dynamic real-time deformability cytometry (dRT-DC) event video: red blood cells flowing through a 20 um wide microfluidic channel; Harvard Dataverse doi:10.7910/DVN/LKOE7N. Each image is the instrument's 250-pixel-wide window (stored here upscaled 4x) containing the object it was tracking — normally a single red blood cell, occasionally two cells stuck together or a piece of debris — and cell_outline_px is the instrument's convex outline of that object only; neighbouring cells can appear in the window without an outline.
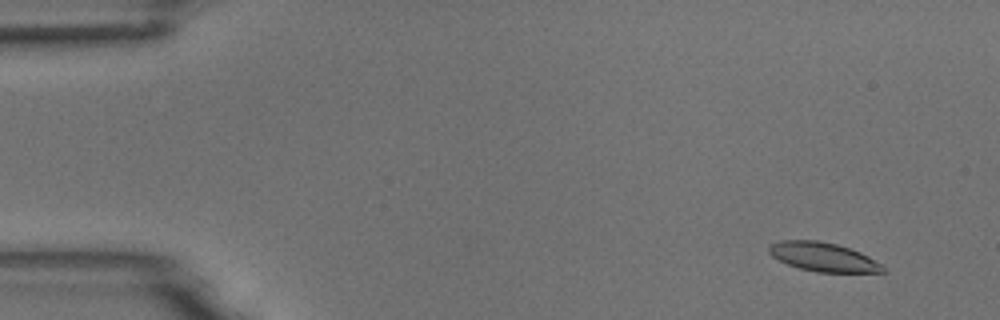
{"species": "common noctule bat (a hibernating species)", "species_latin": "Nyctalus noctula", "temperature_condition": "room temperature", "stored_images_in_passage": 6, "camera_frame_rate_fps": 3000, "um_per_image_px": 0.085, "animal": {"sex": "male", "body_mass_g": 18.8}, "frame": {"image": 1, "passage_image": 2, "time_ms": 0.333, "image_size_px": [1000, 320], "cell_outline_px": [[888, 272], [816, 272], [800, 268], [788, 264], [772, 256], [768, 252], [768, 248], [772, 244], [780, 240], [816, 240], [836, 244], [860, 252], [868, 256], [888, 268]], "centroid_in_image_um": [70.0, 21.85], "position_along_channel_um": 15.0, "area_um2": 19.13}}
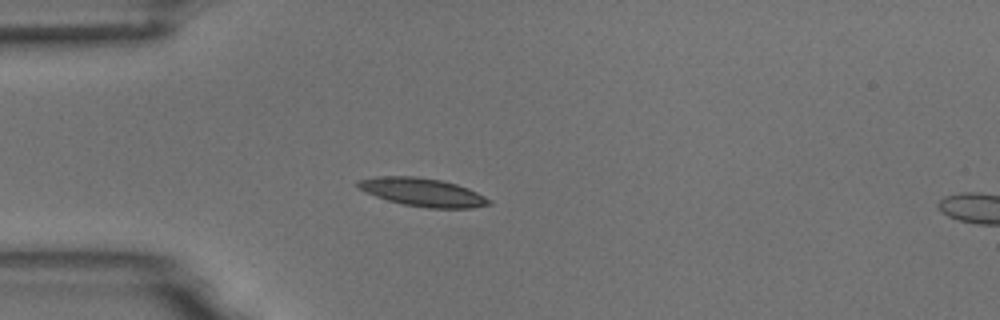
{"frame": {"image": 2, "passage_image": 5, "time_ms": 1.333, "image_size_px": [1000, 320], "cell_outline_px": [[492, 204], [472, 208], [428, 208], [404, 204], [388, 200], [364, 192], [356, 184], [356, 180], [376, 176], [412, 176], [440, 180], [456, 184], [468, 188], [492, 200]], "centroid_in_image_um": [35.92, 16.34], "position_along_channel_um": 49.1, "area_um2": 21.5}}